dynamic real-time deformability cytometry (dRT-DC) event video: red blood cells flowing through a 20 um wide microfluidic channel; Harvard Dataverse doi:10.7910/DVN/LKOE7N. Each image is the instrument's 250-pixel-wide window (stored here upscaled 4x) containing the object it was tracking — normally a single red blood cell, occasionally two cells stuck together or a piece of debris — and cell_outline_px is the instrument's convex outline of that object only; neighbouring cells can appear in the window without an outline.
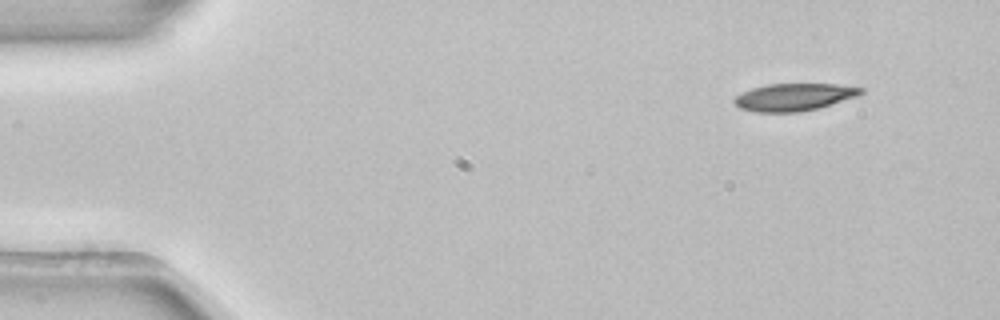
{"species": "common noctule bat (a hibernating species)", "species_latin": "Nyctalus noctula", "temperature_condition": "room temperature", "stored_images_in_passage": 5, "camera_frame_rate_fps": 3000, "um_per_image_px": 0.085, "animal": {"sex": "female", "body_mass_g": 22.7, "forearm_length_mm": 54.2}, "frame": {"image": 1, "passage_image": 5, "time_ms": 1.333, "image_size_px": [1000, 320], "cell_outline_px": [[864, 92], [860, 96], [820, 108], [800, 112], [756, 112], [740, 108], [732, 100], [736, 96], [752, 88], [768, 84], [836, 84], [864, 88]], "centroid_in_image_um": [67.55, 8.25], "position_along_channel_um": 17.4, "area_um2": 20.35}}